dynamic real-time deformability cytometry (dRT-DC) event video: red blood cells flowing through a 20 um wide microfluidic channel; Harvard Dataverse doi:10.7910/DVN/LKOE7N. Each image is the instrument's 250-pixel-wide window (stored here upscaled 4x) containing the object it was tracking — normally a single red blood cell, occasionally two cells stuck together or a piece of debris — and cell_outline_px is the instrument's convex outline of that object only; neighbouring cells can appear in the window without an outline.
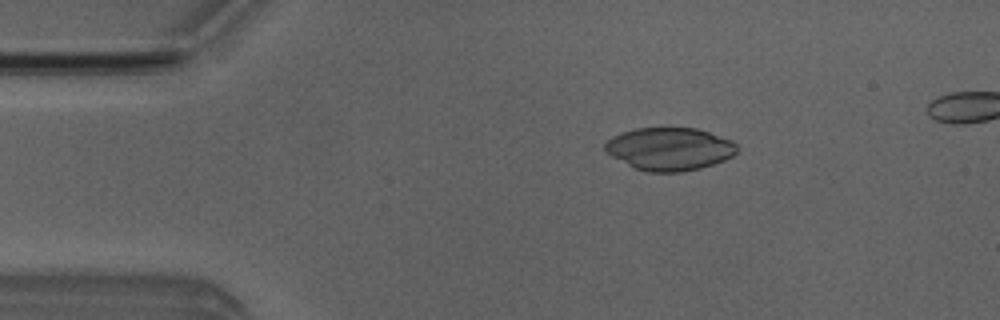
{"species": "Egyptian fruit bat (a non-hibernating species)", "species_latin": "Rousettus aegyptiacus", "temperature_condition": "room temperature", "stored_images_in_passage": 5, "camera_frame_rate_fps": 3000, "um_per_image_px": 0.085, "animal": {"sex": "male"}, "frame": {"image": 1, "passage_image": 3, "time_ms": 2.333, "image_size_px": [1000, 320], "cell_outline_px": [[736, 152], [732, 156], [724, 160], [700, 168], [680, 172], [648, 172], [636, 168], [604, 152], [604, 144], [612, 136], [636, 128], [696, 128], [732, 140], [736, 144]], "centroid_in_image_um": [56.9, 12.66], "position_along_channel_um": 28.1, "area_um2": 32.66}}